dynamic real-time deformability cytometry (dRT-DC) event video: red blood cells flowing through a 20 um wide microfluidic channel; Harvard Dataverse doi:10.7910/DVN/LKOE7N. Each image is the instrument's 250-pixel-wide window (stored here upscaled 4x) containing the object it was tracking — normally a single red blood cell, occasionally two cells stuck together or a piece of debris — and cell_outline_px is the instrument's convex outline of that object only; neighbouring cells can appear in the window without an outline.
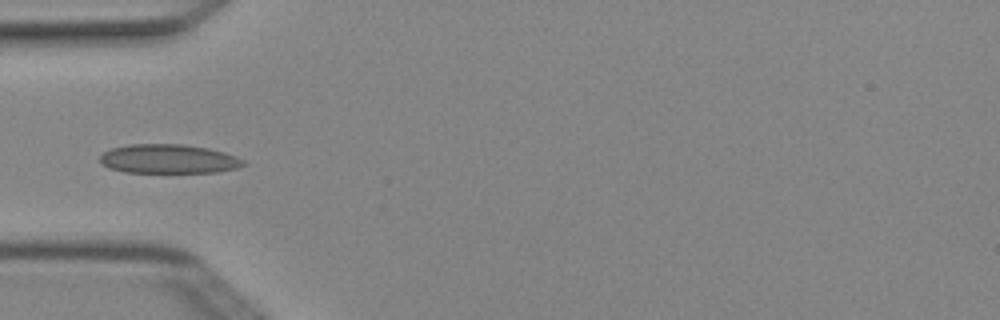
{"species": "Egyptian fruit bat (a non-hibernating species)", "species_latin": "Rousettus aegyptiacus", "temperature_condition": "cold", "stored_images_in_passage": 4, "camera_frame_rate_fps": 3000, "um_per_image_px": 0.085, "animal": {"sex": "female"}, "frame": {"image": 1, "passage_image": 4, "time_ms": 1.0, "image_size_px": [1000, 320], "cell_outline_px": [[248, 164], [236, 168], [216, 172], [124, 172], [108, 168], [100, 164], [100, 156], [104, 152], [112, 148], [128, 144], [184, 144], [208, 148], [224, 152], [236, 156], [244, 160]], "centroid_in_image_um": [14.32, 13.5], "position_along_channel_um": 70.7, "area_um2": 24.45}}